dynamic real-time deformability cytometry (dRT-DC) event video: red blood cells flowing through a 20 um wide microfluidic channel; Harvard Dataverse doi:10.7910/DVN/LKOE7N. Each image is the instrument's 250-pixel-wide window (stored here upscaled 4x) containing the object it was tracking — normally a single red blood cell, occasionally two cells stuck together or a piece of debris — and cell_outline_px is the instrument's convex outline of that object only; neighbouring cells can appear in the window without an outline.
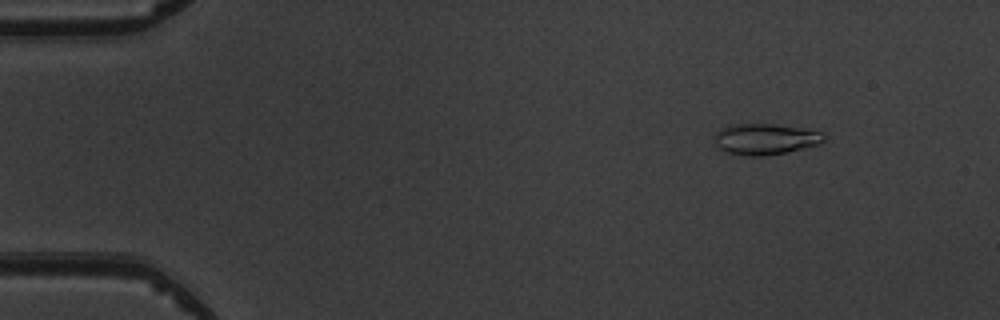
{"species": "common noctule bat (a hibernating species)", "species_latin": "Nyctalus noctula", "temperature_condition": "warm", "stored_images_in_passage": 5, "camera_frame_rate_fps": 3000, "um_per_image_px": 0.085, "animal": {"sex": "male", "body_mass_g": 19.5, "forearm_length_mm": 54.6}, "frame": {"image": 1, "passage_image": 2, "time_ms": 1.333, "image_size_px": [1000, 320], "cell_outline_px": [[828, 136], [820, 144], [788, 152], [764, 156], [748, 156], [728, 152], [720, 148], [716, 144], [716, 132], [720, 128], [736, 124], [772, 124], [800, 128], [820, 132]], "centroid_in_image_um": [65.08, 11.83], "position_along_channel_um": 19.9, "area_um2": 19.59}}